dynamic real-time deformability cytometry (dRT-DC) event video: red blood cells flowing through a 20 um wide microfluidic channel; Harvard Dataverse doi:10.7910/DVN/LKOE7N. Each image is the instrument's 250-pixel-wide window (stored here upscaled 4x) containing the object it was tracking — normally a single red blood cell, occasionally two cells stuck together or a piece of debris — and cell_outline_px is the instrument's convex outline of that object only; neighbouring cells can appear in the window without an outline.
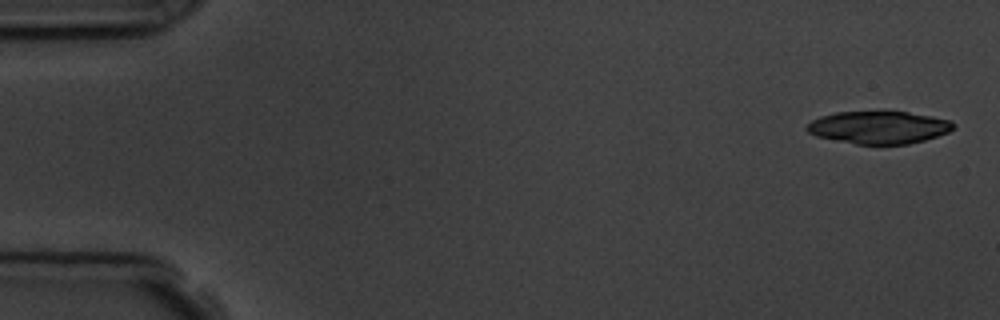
{"species": "common noctule bat (a hibernating species)", "species_latin": "Nyctalus noctula", "temperature_condition": "room temperature", "stored_images_in_passage": 3, "camera_frame_rate_fps": 3000, "um_per_image_px": 0.085, "animal": {"sex": "male", "body_mass_g": 19.5, "forearm_length_mm": 54.6}, "frame": {"image": 1, "passage_image": 1, "time_ms": 0.0, "image_size_px": [1000, 320], "cell_outline_px": [[956, 128], [948, 132], [924, 140], [908, 144], [856, 144], [816, 136], [808, 132], [804, 128], [812, 120], [820, 116], [836, 112], [908, 112], [932, 116], [952, 120], [956, 124]], "centroid_in_image_um": [74.72, 10.82], "position_along_channel_um": 10.3, "area_um2": 27.8}}